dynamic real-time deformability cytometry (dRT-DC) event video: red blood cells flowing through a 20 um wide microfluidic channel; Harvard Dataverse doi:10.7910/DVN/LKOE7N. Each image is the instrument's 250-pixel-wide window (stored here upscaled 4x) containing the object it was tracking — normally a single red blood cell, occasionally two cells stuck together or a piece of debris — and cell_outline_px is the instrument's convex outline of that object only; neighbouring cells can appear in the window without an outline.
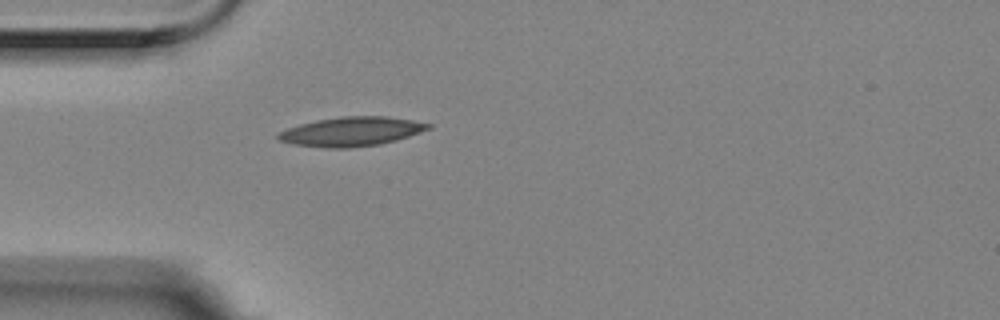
{"species": "Egyptian fruit bat (a non-hibernating species)", "species_latin": "Rousettus aegyptiacus", "temperature_condition": "room temperature", "stored_images_in_passage": 2, "camera_frame_rate_fps": 3000, "um_per_image_px": 0.085, "animal": {"sex": "female"}, "frame": {"image": 1, "passage_image": 1, "time_ms": 0.0, "image_size_px": [1000, 320], "cell_outline_px": [[432, 128], [396, 140], [380, 144], [348, 148], [328, 148], [292, 144], [280, 140], [276, 136], [276, 132], [300, 124], [316, 120], [340, 116], [388, 116], [412, 120], [432, 124]], "centroid_in_image_um": [29.86, 11.17], "position_along_channel_um": 55.1, "area_um2": 25.61}}